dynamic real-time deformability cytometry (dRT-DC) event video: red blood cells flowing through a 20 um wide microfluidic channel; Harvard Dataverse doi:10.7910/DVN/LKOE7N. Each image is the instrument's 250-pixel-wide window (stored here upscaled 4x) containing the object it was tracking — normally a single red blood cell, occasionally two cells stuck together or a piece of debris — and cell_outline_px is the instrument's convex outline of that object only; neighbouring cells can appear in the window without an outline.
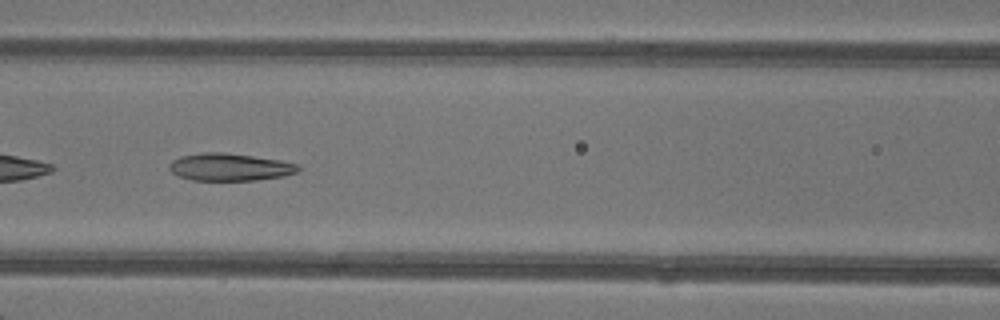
{"species": "common noctule bat (a hibernating species)", "species_latin": "Nyctalus noctula", "temperature_condition": "warm", "stored_images_in_passage": 37, "camera_frame_rate_fps": 3000, "um_per_image_px": 0.085, "animal": {"sex": "female"}, "frame": {"image": 1, "passage_image": 11, "time_ms": 3.333, "image_size_px": [1000, 320], "cell_outline_px": [[300, 172], [284, 176], [256, 180], [192, 180], [180, 176], [172, 172], [168, 168], [168, 164], [172, 160], [180, 156], [200, 152], [224, 152], [280, 160], [300, 164]], "centroid_in_image_um": [19.55, 14.19], "position_along_channel_um": 147.1, "area_um2": 20.81}, "authors_computed_cell_mechanics": {"area_um2": 21.7906, "velocity_mm_per_s": 4.2927, "shape_relaxation_time_tau1_ms": 5.6272, "shape_relaxation_time_tau2_ms": 1.7665, "deformation_change_tau1": 0.2016, "deformation_change_tau2": 0.0934}}